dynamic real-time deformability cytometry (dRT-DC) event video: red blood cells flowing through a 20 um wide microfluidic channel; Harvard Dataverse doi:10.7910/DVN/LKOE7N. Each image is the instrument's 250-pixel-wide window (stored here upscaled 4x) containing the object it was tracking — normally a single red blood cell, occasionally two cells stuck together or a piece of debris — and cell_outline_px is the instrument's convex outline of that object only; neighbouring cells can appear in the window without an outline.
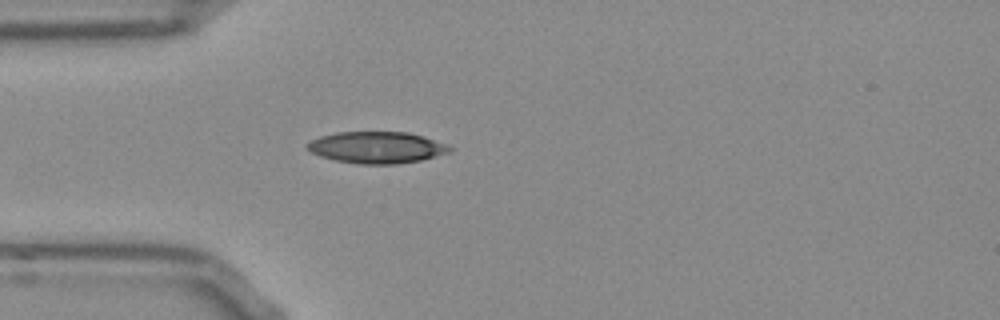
{"species": "Egyptian fruit bat (a non-hibernating species)", "species_latin": "Rousettus aegyptiacus", "temperature_condition": "room temperature", "stored_images_in_passage": 39, "camera_frame_rate_fps": 3000, "um_per_image_px": 0.085, "frame": {"image": 1, "passage_image": 1, "time_ms": 0.0, "image_size_px": [1000, 320], "cell_outline_px": [[452, 152], [420, 160], [396, 164], [360, 164], [336, 160], [320, 156], [304, 148], [304, 144], [320, 136], [336, 132], [408, 132], [424, 136], [444, 144], [452, 148]], "centroid_in_image_um": [31.99, 12.53], "position_along_channel_um": 53.0, "area_um2": 26.24}}
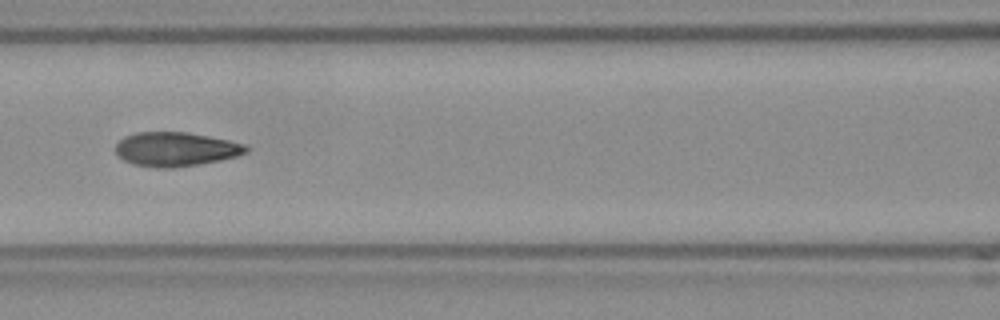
{"frame": {"image": 2, "passage_image": 9, "time_ms": 2.667, "image_size_px": [1000, 320], "cell_outline_px": [[248, 152], [236, 156], [220, 160], [172, 168], [156, 168], [132, 164], [124, 160], [116, 152], [116, 144], [124, 136], [136, 132], [188, 132], [228, 140], [244, 144], [248, 148]], "centroid_in_image_um": [14.91, 12.68], "position_along_channel_um": 151.7, "area_um2": 25.84}}
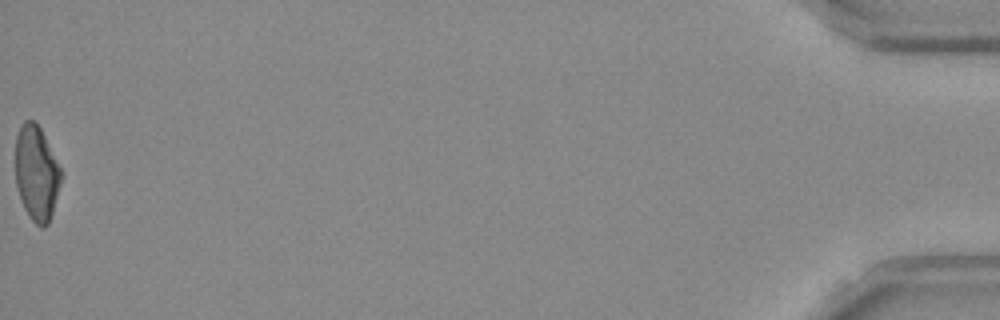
{"frame": {"image": 3, "passage_image": 39, "time_ms": 12.667, "image_size_px": [1000, 320], "cell_outline_px": [[60, 184], [52, 212], [48, 224], [44, 228], [40, 228], [28, 216], [24, 208], [16, 184], [16, 136], [24, 120], [32, 120], [40, 128], [60, 168]], "centroid_in_image_um": [3.08, 14.75], "position_along_channel_um": 432.1, "area_um2": 24.68}, "authors_computed_cell_mechanics": {"area_um2": 25.7788, "velocity_mm_per_s": 3.8715, "shape_relaxation_time_tau1_ms": 4.2539, "shape_relaxation_time_tau2_ms": 1.2407, "deformation_change_tau1": 0.1862, "deformation_change_tau2": 0.0772}}